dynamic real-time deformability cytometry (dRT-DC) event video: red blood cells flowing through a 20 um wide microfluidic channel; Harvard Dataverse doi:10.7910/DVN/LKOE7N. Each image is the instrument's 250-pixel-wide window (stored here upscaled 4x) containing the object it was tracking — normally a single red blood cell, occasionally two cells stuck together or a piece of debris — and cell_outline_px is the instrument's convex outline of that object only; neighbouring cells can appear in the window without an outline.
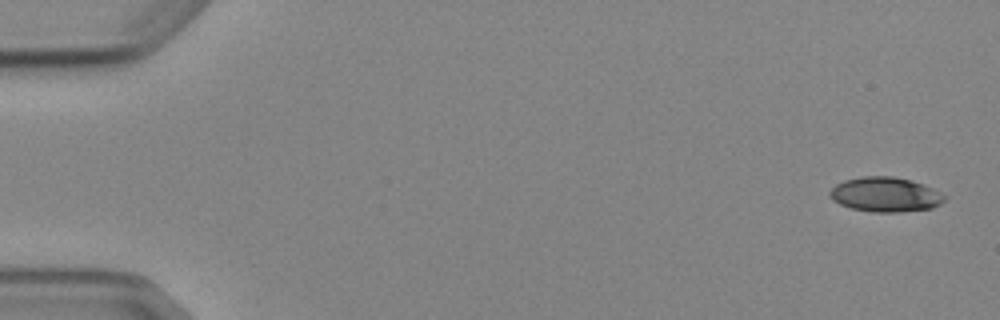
{"species": "Egyptian fruit bat (a non-hibernating species)", "species_latin": "Rousettus aegyptiacus", "temperature_condition": "cold", "stored_images_in_passage": 5, "camera_frame_rate_fps": 3000, "um_per_image_px": 0.085, "animal": {"sex": "female"}, "frame": {"image": 1, "passage_image": 1, "time_ms": 0.0, "image_size_px": [1000, 320], "cell_outline_px": [[948, 196], [940, 204], [932, 208], [900, 212], [872, 212], [852, 208], [840, 204], [832, 200], [828, 196], [828, 192], [836, 184], [844, 180], [864, 176], [892, 176], [912, 180], [924, 184]], "centroid_in_image_um": [75.25, 16.53], "position_along_channel_um": 9.7, "area_um2": 23.35}}
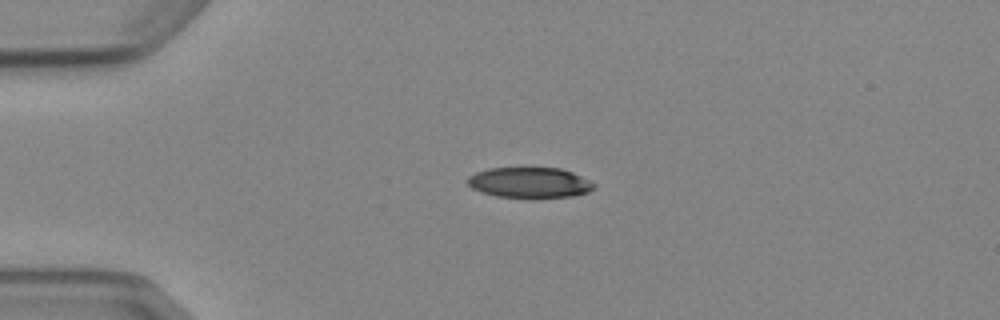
{"frame": {"image": 2, "passage_image": 4, "time_ms": 3.667, "image_size_px": [1000, 320], "cell_outline_px": [[596, 188], [588, 192], [572, 196], [532, 200], [496, 196], [480, 192], [472, 188], [468, 184], [468, 176], [476, 172], [488, 168], [560, 168], [572, 172], [596, 184]], "centroid_in_image_um": [45.02, 15.56], "position_along_channel_um": 40.0, "area_um2": 23.12}}